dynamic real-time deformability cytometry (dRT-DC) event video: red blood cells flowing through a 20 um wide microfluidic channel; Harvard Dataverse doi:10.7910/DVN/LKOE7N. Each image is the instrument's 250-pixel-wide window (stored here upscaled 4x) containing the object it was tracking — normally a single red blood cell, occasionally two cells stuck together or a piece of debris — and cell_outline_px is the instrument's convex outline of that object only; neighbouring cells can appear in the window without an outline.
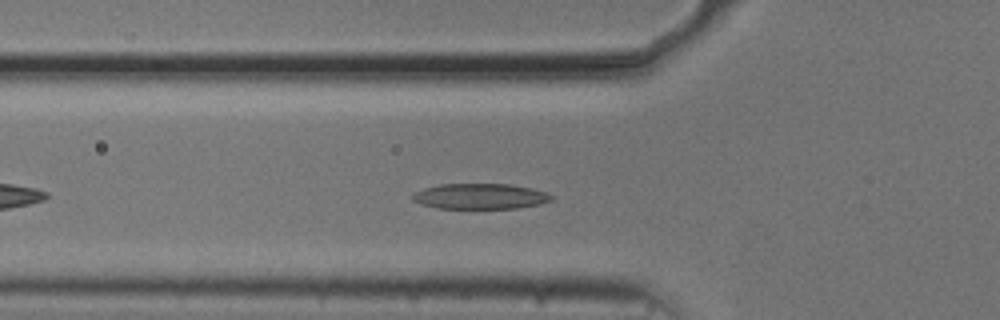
{"species": "common noctule bat (a hibernating species)", "species_latin": "Nyctalus noctula", "temperature_condition": "cold", "stored_images_in_passage": 43, "camera_frame_rate_fps": 3000, "um_per_image_px": 0.085, "animal": {"sex": "male", "body_mass_g": 20.5, "forearm_length_mm": 52.5}, "frame": {"image": 1, "passage_image": 8, "time_ms": 2.333, "image_size_px": [1000, 320], "cell_outline_px": [[556, 196], [552, 200], [540, 204], [516, 208], [436, 208], [412, 200], [412, 196], [416, 192], [424, 188], [440, 184], [508, 184], [532, 188]], "centroid_in_image_um": [40.85, 16.68], "position_along_channel_um": 84.9, "area_um2": 20.52}}
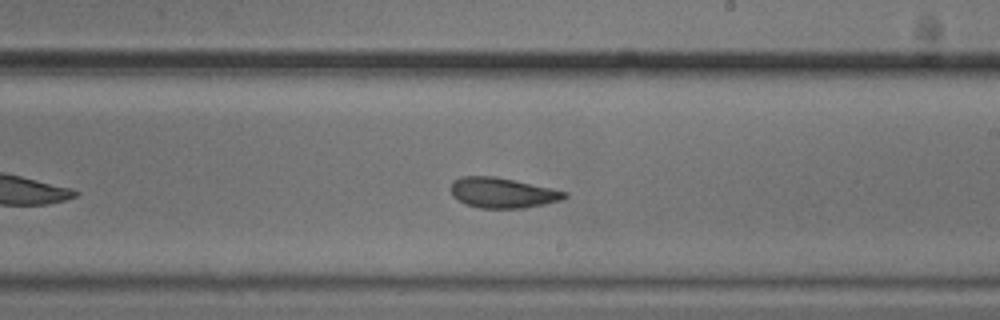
{"frame": {"image": 2, "passage_image": 21, "time_ms": 6.667, "image_size_px": [1000, 320], "cell_outline_px": [[568, 196], [560, 200], [544, 204], [524, 208], [480, 208], [468, 204], [452, 196], [448, 188], [452, 180], [460, 176], [496, 176], [552, 188], [568, 192]], "centroid_in_image_um": [42.68, 16.37], "position_along_channel_um": 246.3, "area_um2": 20.23}}
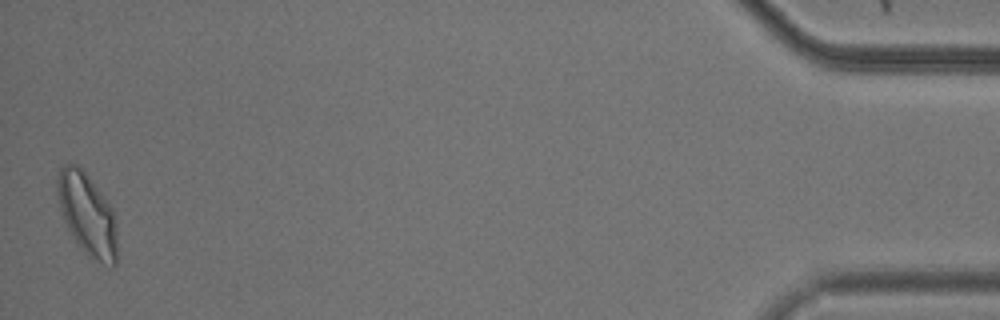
{"frame": {"image": 3, "passage_image": 43, "time_ms": 14.0, "image_size_px": [1000, 320], "cell_outline_px": [[116, 264], [112, 268], [92, 260], [80, 248], [72, 236], [60, 212], [56, 192], [56, 180], [60, 168], [64, 164], [80, 164], [112, 208], [116, 224]], "centroid_in_image_um": [7.39, 18.22], "position_along_channel_um": 427.8, "area_um2": 29.07}, "authors_computed_cell_mechanics": {"area_um2": 20.6924, "velocity_mm_per_s": 3.7021, "shape_relaxation_time_tau1_ms": 8.798, "shape_relaxation_time_tau2_ms": 1.8765, "deformation_change_tau1": 0.2292, "deformation_change_tau2": 0.0868}}